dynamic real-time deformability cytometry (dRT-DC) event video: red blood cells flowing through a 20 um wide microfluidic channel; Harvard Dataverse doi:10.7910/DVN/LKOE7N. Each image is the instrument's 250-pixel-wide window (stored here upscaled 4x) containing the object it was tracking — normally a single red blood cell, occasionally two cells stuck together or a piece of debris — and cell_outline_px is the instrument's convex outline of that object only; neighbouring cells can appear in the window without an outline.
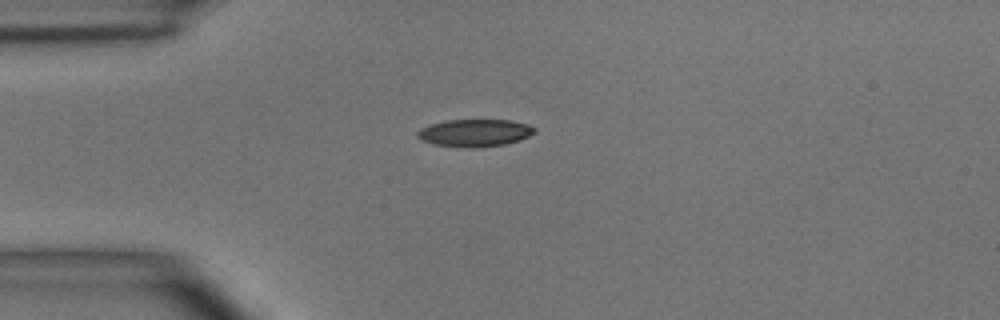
{"species": "common noctule bat (a hibernating species)", "species_latin": "Nyctalus noctula", "temperature_condition": "room temperature", "stored_images_in_passage": 2, "camera_frame_rate_fps": 3000, "um_per_image_px": 0.085, "animal": {"sex": "male", "body_mass_g": 15.6}, "frame": {"image": 1, "passage_image": 2, "time_ms": 2.333, "image_size_px": [1000, 320], "cell_outline_px": [[536, 132], [528, 136], [504, 144], [476, 148], [472, 148], [432, 144], [420, 140], [416, 136], [416, 132], [420, 128], [428, 124], [444, 120], [512, 120], [528, 124], [536, 128]], "centroid_in_image_um": [40.3, 11.28], "position_along_channel_um": 44.7, "area_um2": 18.84}}